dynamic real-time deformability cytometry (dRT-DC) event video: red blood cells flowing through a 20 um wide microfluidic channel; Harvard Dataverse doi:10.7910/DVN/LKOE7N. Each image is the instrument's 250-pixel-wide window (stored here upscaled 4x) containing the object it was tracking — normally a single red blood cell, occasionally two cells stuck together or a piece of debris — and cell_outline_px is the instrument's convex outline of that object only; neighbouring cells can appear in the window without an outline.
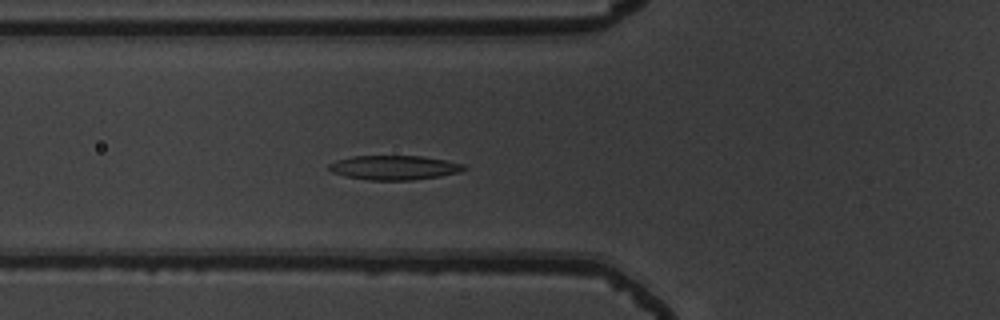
{"species": "common noctule bat (a hibernating species)", "species_latin": "Nyctalus noctula", "temperature_condition": "warm", "stored_images_in_passage": 37, "camera_frame_rate_fps": 3000, "um_per_image_px": 0.085, "animal": {"sex": "male", "body_mass_g": 19.5, "forearm_length_mm": 54.6}, "frame": {"image": 1, "passage_image": 3, "time_ms": 0.667, "image_size_px": [1000, 320], "cell_outline_px": [[468, 168], [460, 172], [440, 176], [412, 180], [368, 180], [344, 176], [332, 172], [328, 168], [328, 164], [336, 160], [352, 156], [420, 156], [444, 160], [464, 164]], "centroid_in_image_um": [33.49, 14.25], "position_along_channel_um": 92.3, "area_um2": 19.19}}
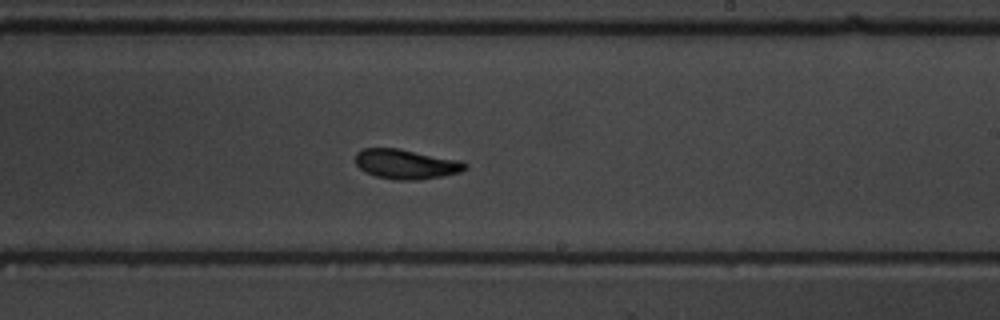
{"frame": {"image": 2, "passage_image": 16, "time_ms": 5.0, "image_size_px": [1000, 320], "cell_outline_px": [[468, 168], [460, 172], [420, 180], [396, 180], [376, 176], [364, 172], [356, 164], [356, 152], [364, 148], [396, 148], [460, 160], [468, 164]], "centroid_in_image_um": [34.51, 13.95], "position_along_channel_um": 254.5, "area_um2": 18.96}}
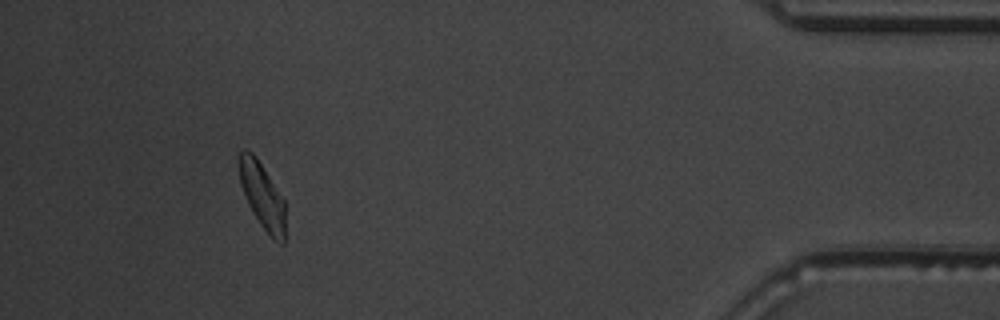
{"frame": {"image": 3, "passage_image": 33, "time_ms": 10.667, "image_size_px": [1000, 320], "cell_outline_px": [[284, 244], [280, 244], [260, 224], [252, 212], [248, 204], [240, 184], [236, 160], [240, 152], [244, 148], [248, 148], [256, 156], [284, 200]], "centroid_in_image_um": [22.23, 16.54], "position_along_channel_um": 413.0, "area_um2": 17.74}, "authors_computed_cell_mechanics": {"area_um2": 18.785, "velocity_mm_per_s": 3.7521, "shape_relaxation_time_tau1_ms": 2.2394, "shape_relaxation_time_tau2_ms": 3.8096, "deformation_change_tau1": 0.1097, "deformation_change_tau2": 0.1149}}